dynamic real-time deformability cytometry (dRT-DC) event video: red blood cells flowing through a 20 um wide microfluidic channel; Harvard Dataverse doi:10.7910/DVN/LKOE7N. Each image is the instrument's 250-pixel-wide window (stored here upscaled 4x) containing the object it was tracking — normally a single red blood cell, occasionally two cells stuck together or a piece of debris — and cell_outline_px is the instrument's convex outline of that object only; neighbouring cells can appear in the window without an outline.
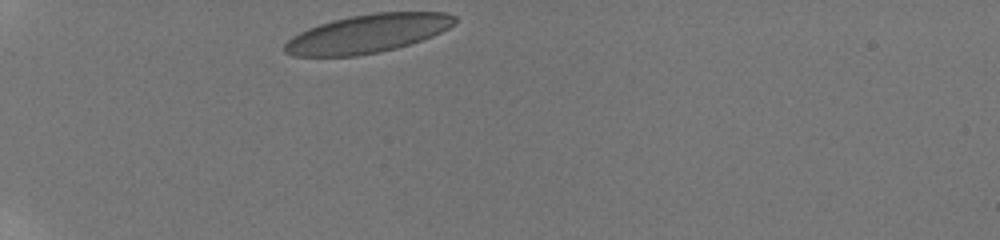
{"species": "human", "species_latin": "Homo sapiens", "temperature_condition": "room temperature", "stored_images_in_passage": 30, "camera_frame_rate_fps": 3000, "um_per_image_px": 0.085, "donor": {"sex": "male"}, "frame": {"image": 1, "passage_image": 1, "time_ms": 0.0, "image_size_px": [1000, 240], "cell_outline_px": [[456, 20], [448, 28], [432, 36], [396, 48], [380, 52], [356, 56], [292, 56], [284, 52], [284, 44], [292, 36], [308, 28], [332, 20], [352, 16], [376, 12], [444, 12], [456, 16]], "centroid_in_image_um": [31.22, 2.86], "position_along_channel_um": 53.8, "area_um2": 37.86}}
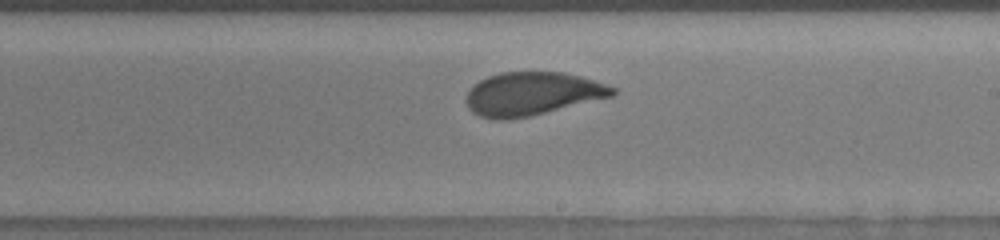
{"frame": {"image": 2, "passage_image": 18, "time_ms": 6.0, "image_size_px": [1000, 240], "cell_outline_px": [[616, 92], [612, 96], [528, 116], [504, 120], [492, 120], [480, 116], [472, 112], [468, 108], [464, 100], [472, 84], [488, 76], [500, 72], [564, 72], [580, 76], [616, 88]], "centroid_in_image_um": [45.16, 7.97], "position_along_channel_um": 243.8, "area_um2": 36.76}}
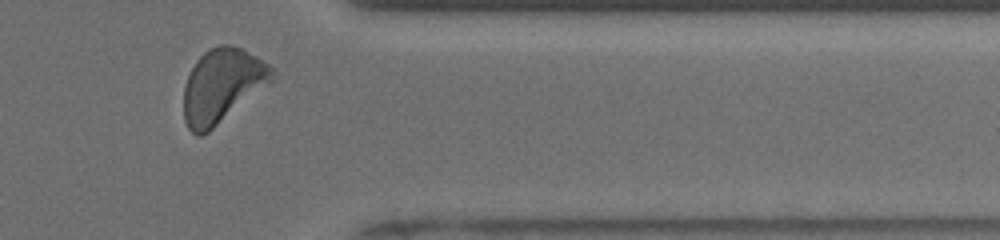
{"frame": {"image": 3, "passage_image": 28, "time_ms": 10.0, "image_size_px": [1000, 240], "cell_outline_px": [[276, 80], [208, 132], [200, 136], [196, 136], [188, 128], [184, 120], [184, 88], [188, 76], [196, 60], [204, 52], [220, 44], [228, 44], [240, 48], [256, 56], [268, 64], [276, 72]], "centroid_in_image_um": [18.92, 7.29], "position_along_channel_um": 392.5, "area_um2": 38.21}, "authors_computed_cell_mechanics": {"area_um2": 37.281, "velocity_mm_per_s": 3.8108, "shape_relaxation_time_tau1_ms": 4.1629, "shape_relaxation_time_tau2_ms": 0.0004, "deformation_change_tau1": 0.1355, "deformation_change_tau2": 0.0536}}